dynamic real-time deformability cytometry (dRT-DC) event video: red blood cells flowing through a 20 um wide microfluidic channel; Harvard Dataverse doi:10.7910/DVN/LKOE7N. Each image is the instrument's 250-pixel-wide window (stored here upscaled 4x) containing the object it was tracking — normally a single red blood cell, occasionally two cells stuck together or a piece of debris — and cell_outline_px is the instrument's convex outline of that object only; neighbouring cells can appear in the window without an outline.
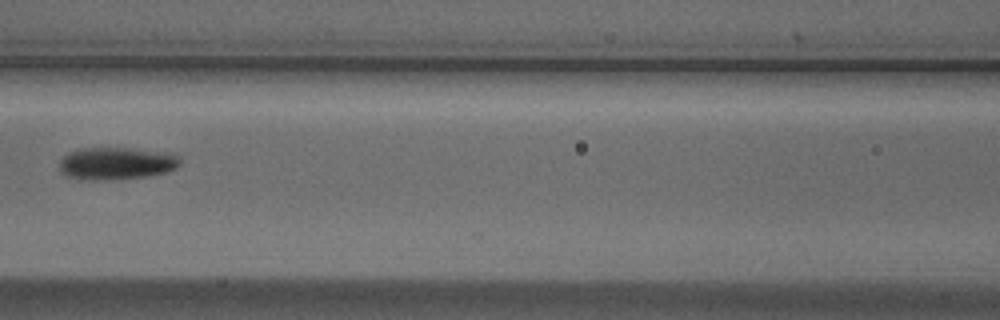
{"species": "Egyptian fruit bat (a non-hibernating species)", "species_latin": "Rousettus aegyptiacus", "temperature_condition": "cold", "stored_images_in_passage": 7, "camera_frame_rate_fps": 3000, "um_per_image_px": 0.085, "animal": {"sex": "male"}, "frame": {"image": 1, "passage_image": 7, "time_ms": 2.0, "image_size_px": [1000, 320], "cell_outline_px": [[180, 164], [176, 168], [168, 172], [144, 176], [108, 180], [88, 180], [68, 176], [60, 168], [60, 160], [68, 152], [80, 148], [128, 148], [176, 152], [180, 160]], "centroid_in_image_um": [9.95, 13.87], "position_along_channel_um": 156.6, "area_um2": 22.89}}